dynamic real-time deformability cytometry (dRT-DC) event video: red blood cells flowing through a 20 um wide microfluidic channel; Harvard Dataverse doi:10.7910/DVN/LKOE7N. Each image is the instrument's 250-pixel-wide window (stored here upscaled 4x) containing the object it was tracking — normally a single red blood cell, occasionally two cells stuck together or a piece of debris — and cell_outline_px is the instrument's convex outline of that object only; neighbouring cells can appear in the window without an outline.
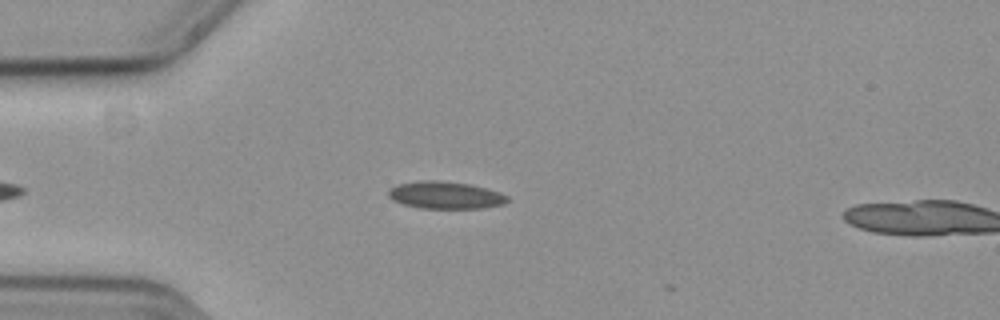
{"species": "common noctule bat (a hibernating species)", "species_latin": "Nyctalus noctula", "temperature_condition": "cold", "stored_images_in_passage": 4, "camera_frame_rate_fps": 3000, "um_per_image_px": 0.085, "animal": {"sex": "female", "body_mass_g": 19.3, "forearm_length_mm": 54.1}, "frame": {"image": 1, "passage_image": 3, "time_ms": 0.667, "image_size_px": [1000, 320], "cell_outline_px": [[512, 200], [504, 204], [484, 208], [420, 208], [404, 204], [392, 200], [388, 196], [388, 188], [396, 184], [428, 180], [432, 180], [468, 184], [500, 192], [508, 196]], "centroid_in_image_um": [37.87, 16.6], "position_along_channel_um": 47.1, "area_um2": 18.9}}